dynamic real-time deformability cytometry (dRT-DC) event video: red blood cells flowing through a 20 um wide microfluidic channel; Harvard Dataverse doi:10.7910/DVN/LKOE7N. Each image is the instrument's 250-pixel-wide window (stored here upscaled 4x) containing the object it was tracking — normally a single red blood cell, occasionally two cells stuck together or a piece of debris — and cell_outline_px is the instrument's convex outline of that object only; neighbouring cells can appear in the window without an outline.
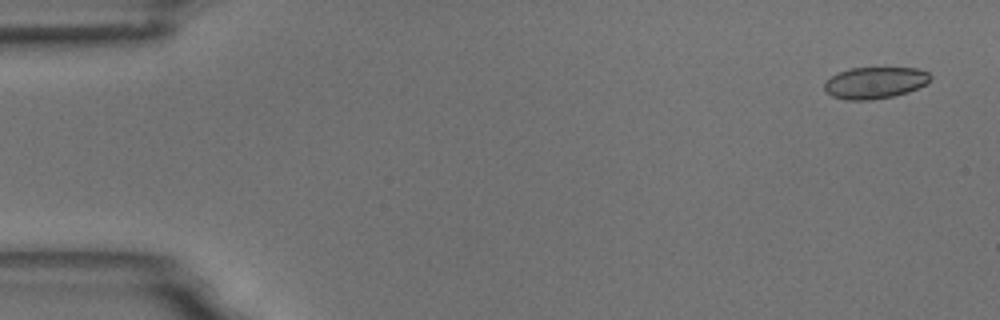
{"species": "common noctule bat (a hibernating species)", "species_latin": "Nyctalus noctula", "temperature_condition": "room temperature", "stored_images_in_passage": 9, "camera_frame_rate_fps": 3000, "um_per_image_px": 0.085, "animal": {"sex": "male", "body_mass_g": 18.8}, "frame": {"image": 1, "passage_image": 1, "time_ms": 0.0, "image_size_px": [1000, 320], "cell_outline_px": [[932, 76], [924, 84], [908, 92], [892, 96], [872, 100], [848, 100], [832, 96], [824, 88], [824, 84], [832, 76], [840, 72], [852, 68], [920, 68], [928, 72]], "centroid_in_image_um": [74.38, 7.03], "position_along_channel_um": 10.6, "area_um2": 19.25}}
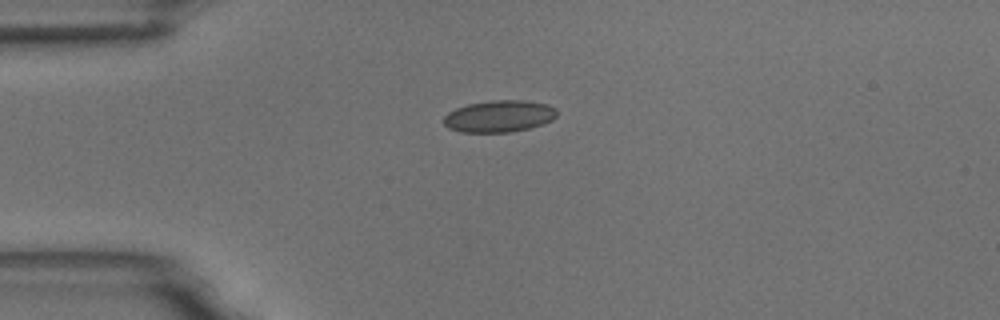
{"frame": {"image": 2, "passage_image": 4, "time_ms": 3.667, "image_size_px": [1000, 320], "cell_outline_px": [[556, 116], [552, 120], [544, 124], [512, 132], [460, 132], [448, 128], [444, 124], [444, 116], [448, 112], [456, 108], [468, 104], [492, 100], [524, 100], [548, 104], [556, 108]], "centroid_in_image_um": [42.43, 9.88], "position_along_channel_um": 42.6, "area_um2": 21.1}}
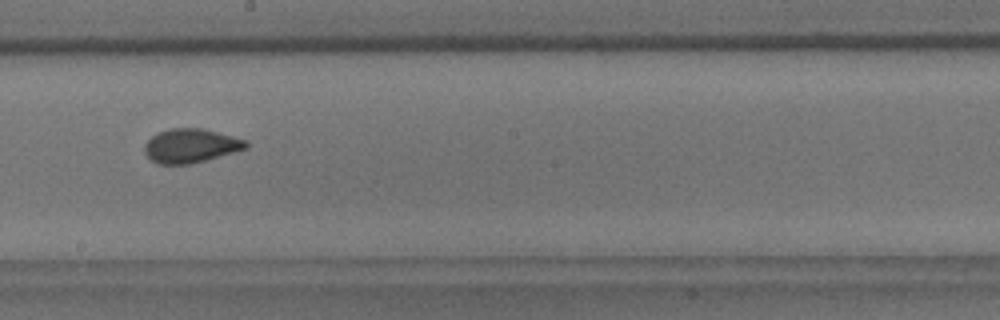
{"frame": {"image": 3, "passage_image": 9, "time_ms": 9.333, "image_size_px": [1000, 320], "cell_outline_px": [[248, 148], [192, 164], [156, 164], [144, 152], [144, 144], [152, 136], [160, 132], [172, 128], [204, 128], [248, 140]], "centroid_in_image_um": [16.23, 12.39], "position_along_channel_um": 232.0, "area_um2": 20.17}}